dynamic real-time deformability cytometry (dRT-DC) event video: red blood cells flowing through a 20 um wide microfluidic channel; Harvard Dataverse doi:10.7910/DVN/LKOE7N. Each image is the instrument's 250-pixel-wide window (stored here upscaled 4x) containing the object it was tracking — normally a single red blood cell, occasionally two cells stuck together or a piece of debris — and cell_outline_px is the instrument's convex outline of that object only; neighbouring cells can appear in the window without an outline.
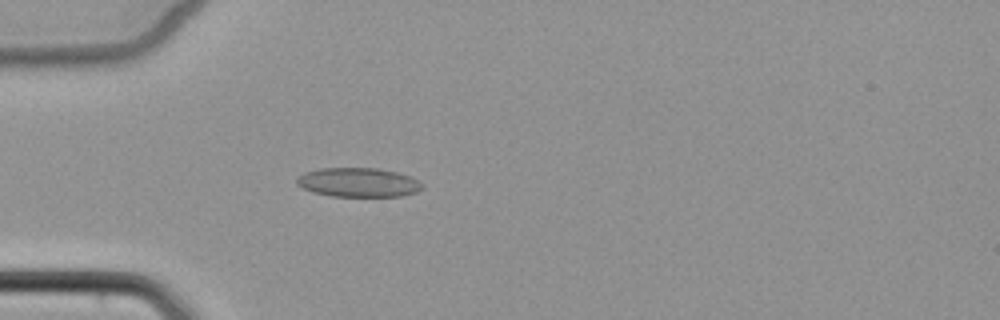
{"species": "common noctule bat (a hibernating species)", "species_latin": "Nyctalus noctula", "temperature_condition": "cold", "stored_images_in_passage": 5, "camera_frame_rate_fps": 3000, "um_per_image_px": 0.085, "animal": {"sex": "female", "body_mass_g": 22.7, "forearm_length_mm": 54.2}, "frame": {"image": 1, "passage_image": 5, "time_ms": 5.0, "image_size_px": [1000, 320], "cell_outline_px": [[424, 188], [416, 192], [400, 196], [332, 196], [312, 192], [296, 184], [296, 176], [304, 172], [320, 168], [380, 168], [412, 176], [424, 184]], "centroid_in_image_um": [30.46, 15.49], "position_along_channel_um": 54.5, "area_um2": 21.56}}